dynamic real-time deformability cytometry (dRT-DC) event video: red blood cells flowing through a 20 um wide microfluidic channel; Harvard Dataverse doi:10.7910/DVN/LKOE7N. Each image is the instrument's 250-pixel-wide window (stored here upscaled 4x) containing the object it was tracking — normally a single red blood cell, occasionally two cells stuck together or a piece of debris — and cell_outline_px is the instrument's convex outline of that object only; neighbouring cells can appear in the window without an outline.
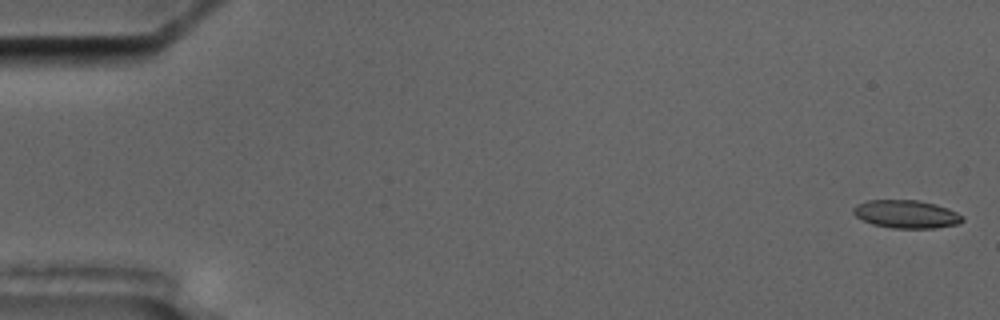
{"species": "common noctule bat (a hibernating species)", "species_latin": "Nyctalus noctula", "temperature_condition": "cold", "stored_images_in_passage": 5, "camera_frame_rate_fps": 3000, "um_per_image_px": 0.085, "animal": {"sex": "male", "body_mass_g": 17.5, "forearm_length_mm": 52.3}, "frame": {"image": 1, "passage_image": 1, "time_ms": 0.0, "image_size_px": [1000, 320], "cell_outline_px": [[964, 220], [960, 224], [932, 228], [892, 228], [872, 224], [856, 216], [852, 212], [852, 208], [856, 204], [868, 200], [920, 200], [936, 204], [948, 208], [964, 216]], "centroid_in_image_um": [77.05, 18.19], "position_along_channel_um": 8.0, "area_um2": 17.98}}